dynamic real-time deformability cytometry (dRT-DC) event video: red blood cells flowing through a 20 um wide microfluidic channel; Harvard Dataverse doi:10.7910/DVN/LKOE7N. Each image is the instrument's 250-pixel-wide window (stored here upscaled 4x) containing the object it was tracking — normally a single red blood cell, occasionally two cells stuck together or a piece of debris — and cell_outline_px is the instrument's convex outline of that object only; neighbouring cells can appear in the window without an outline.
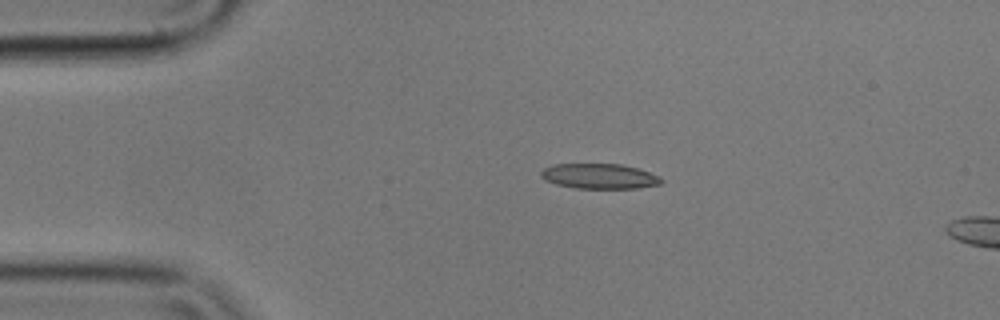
{"species": "common noctule bat (a hibernating species)", "species_latin": "Nyctalus noctula", "temperature_condition": "cold", "stored_images_in_passage": 4, "camera_frame_rate_fps": 3000, "um_per_image_px": 0.085, "animal": {"sex": "male", "body_mass_g": 17.9}, "frame": {"image": 1, "passage_image": 3, "time_ms": 0.667, "image_size_px": [1000, 320], "cell_outline_px": [[664, 180], [660, 184], [636, 188], [576, 188], [556, 184], [544, 180], [540, 176], [540, 172], [544, 168], [552, 164], [620, 164], [636, 168], [660, 176]], "centroid_in_image_um": [50.92, 14.97], "position_along_channel_um": 34.1, "area_um2": 17.57}}